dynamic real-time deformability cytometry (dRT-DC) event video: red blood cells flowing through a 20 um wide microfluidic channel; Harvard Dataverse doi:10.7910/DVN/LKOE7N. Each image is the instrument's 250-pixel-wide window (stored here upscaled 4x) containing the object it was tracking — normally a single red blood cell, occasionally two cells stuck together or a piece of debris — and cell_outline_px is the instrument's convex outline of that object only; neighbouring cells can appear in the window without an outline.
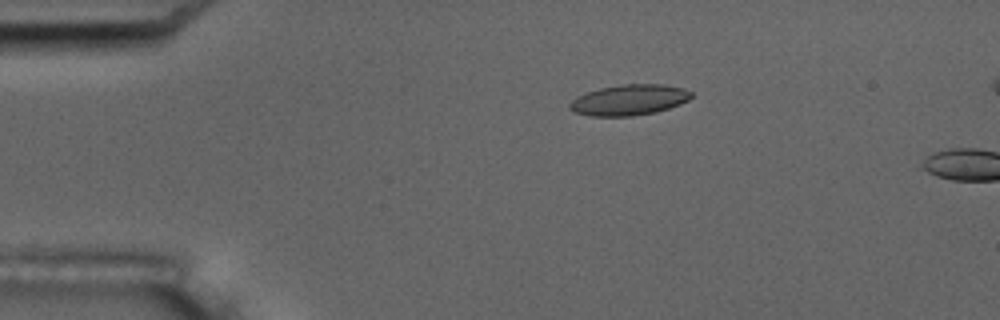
{"species": "common noctule bat (a hibernating species)", "species_latin": "Nyctalus noctula", "temperature_condition": "room temperature", "stored_images_in_passage": 4, "camera_frame_rate_fps": 3000, "um_per_image_px": 0.085, "animal": {"sex": "male", "body_mass_g": 17.5, "forearm_length_mm": 52.3}, "frame": {"image": 1, "passage_image": 3, "time_ms": 3.0, "image_size_px": [1000, 320], "cell_outline_px": [[692, 96], [688, 100], [680, 104], [656, 112], [632, 116], [588, 116], [576, 112], [568, 108], [568, 104], [576, 96], [600, 88], [624, 84], [664, 84], [684, 88], [692, 92]], "centroid_in_image_um": [53.47, 8.49], "position_along_channel_um": 31.5, "area_um2": 21.79}}